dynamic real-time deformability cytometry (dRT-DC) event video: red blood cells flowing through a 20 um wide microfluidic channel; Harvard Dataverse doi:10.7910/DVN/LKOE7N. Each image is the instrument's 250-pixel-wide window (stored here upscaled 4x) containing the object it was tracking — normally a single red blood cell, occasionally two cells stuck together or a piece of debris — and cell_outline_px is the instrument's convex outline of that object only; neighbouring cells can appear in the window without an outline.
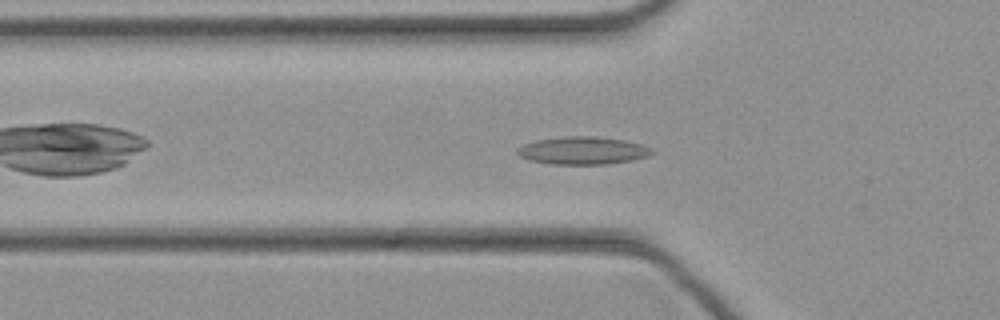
{"species": "common noctule bat (a hibernating species)", "species_latin": "Nyctalus noctula", "temperature_condition": "cold", "stored_images_in_passage": 37, "camera_frame_rate_fps": 3000, "um_per_image_px": 0.085, "animal": {"sex": "female", "body_mass_g": 21.9}, "frame": {"image": 1, "passage_image": 7, "time_ms": 2.0, "image_size_px": [1000, 320], "cell_outline_px": [[656, 152], [648, 156], [632, 160], [604, 164], [552, 164], [528, 160], [520, 156], [516, 152], [516, 148], [524, 144], [536, 140], [564, 136], [596, 136], [624, 140], [640, 144], [652, 148]], "centroid_in_image_um": [49.53, 12.79], "position_along_channel_um": 76.3, "area_um2": 21.79}}
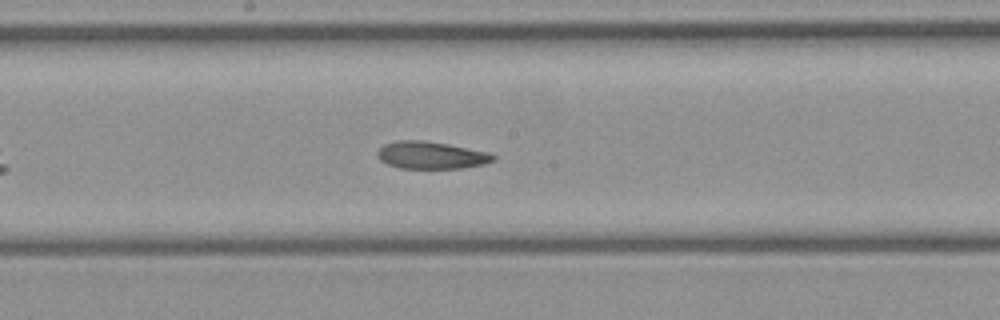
{"frame": {"image": 2, "passage_image": 16, "time_ms": 5.0, "image_size_px": [1000, 320], "cell_outline_px": [[496, 160], [484, 164], [460, 168], [400, 168], [388, 164], [380, 160], [376, 152], [384, 144], [396, 140], [420, 140], [448, 144], [488, 152], [496, 156]], "centroid_in_image_um": [36.64, 13.19], "position_along_channel_um": 211.6, "area_um2": 18.38}}
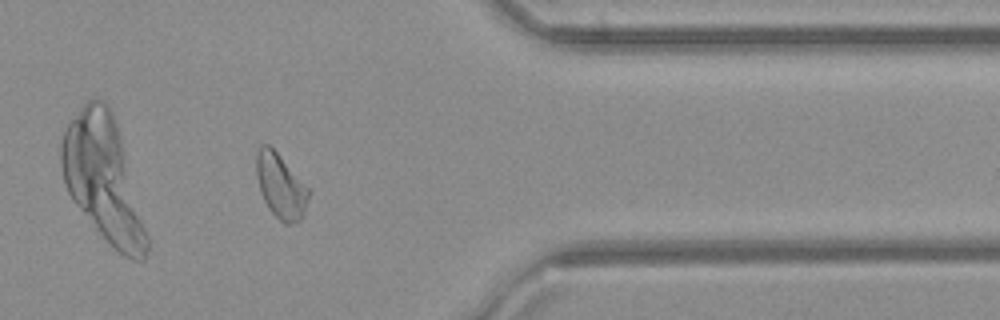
{"frame": {"image": 3, "passage_image": 29, "time_ms": 9.333, "image_size_px": [1000, 320], "cell_outline_px": [[312, 192], [304, 216], [300, 220], [292, 224], [284, 224], [268, 208], [264, 200], [256, 176], [256, 152], [260, 144], [268, 144], [276, 152]], "centroid_in_image_um": [23.88, 15.84], "position_along_channel_um": 387.5, "area_um2": 19.71}}